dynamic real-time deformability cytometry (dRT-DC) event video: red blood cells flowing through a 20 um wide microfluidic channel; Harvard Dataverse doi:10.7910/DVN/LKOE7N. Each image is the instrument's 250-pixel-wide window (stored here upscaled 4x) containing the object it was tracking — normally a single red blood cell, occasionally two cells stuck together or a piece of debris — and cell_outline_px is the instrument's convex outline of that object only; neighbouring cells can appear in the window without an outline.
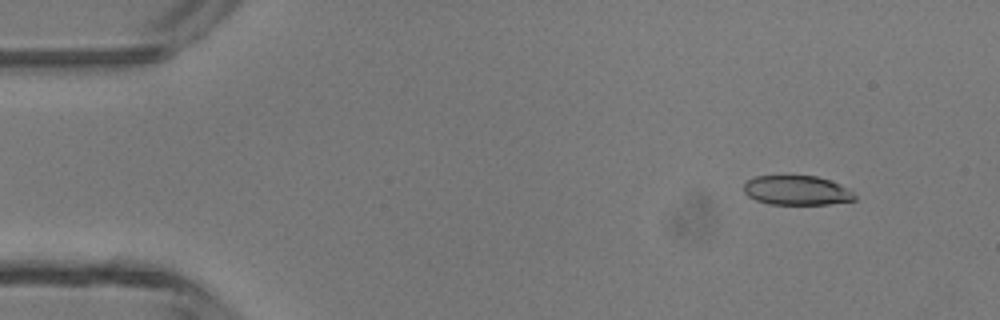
{"species": "common noctule bat (a hibernating species)", "species_latin": "Nyctalus noctula", "temperature_condition": "room temperature", "stored_images_in_passage": 47, "camera_frame_rate_fps": 3000, "um_per_image_px": 0.085, "animal": {"sex": "male", "body_mass_g": 13.3}, "frame": {"image": 1, "passage_image": 5, "time_ms": 1.333, "image_size_px": [1000, 320], "cell_outline_px": [[856, 200], [828, 204], [768, 204], [756, 200], [748, 196], [744, 192], [744, 184], [748, 180], [756, 176], [816, 176], [840, 184], [848, 188], [856, 196]], "centroid_in_image_um": [67.73, 16.19], "position_along_channel_um": 17.3, "area_um2": 18.96}}
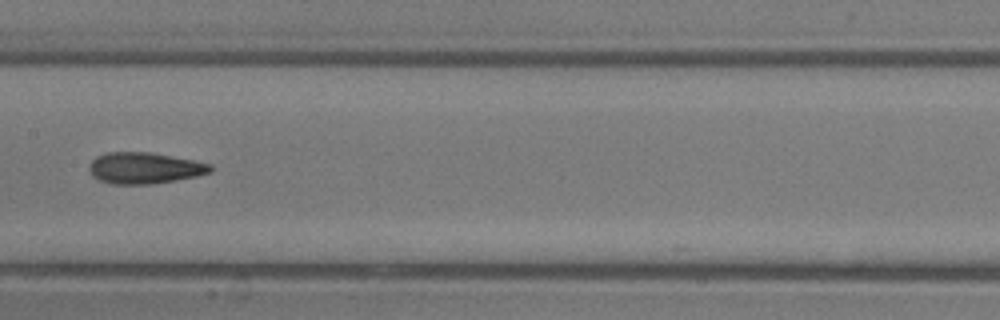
{"frame": {"image": 2, "passage_image": 24, "time_ms": 7.667, "image_size_px": [1000, 320], "cell_outline_px": [[212, 172], [196, 176], [176, 180], [152, 184], [112, 184], [100, 180], [92, 176], [88, 168], [88, 164], [96, 156], [104, 152], [148, 152], [192, 160], [212, 164]], "centroid_in_image_um": [12.25, 14.28], "position_along_channel_um": 195.2, "area_um2": 22.14}}
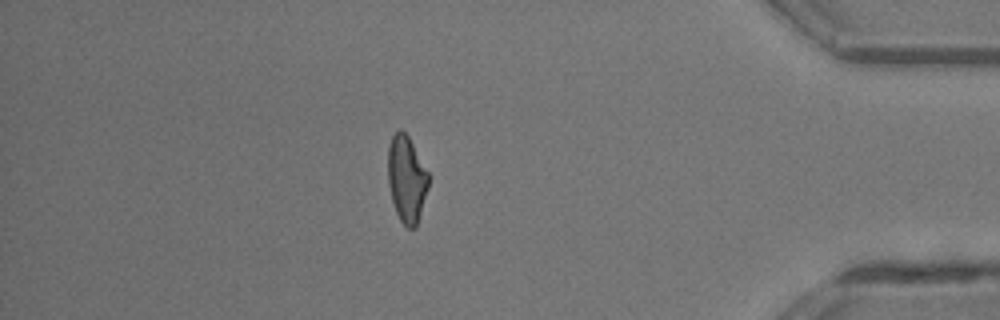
{"frame": {"image": 3, "passage_image": 41, "time_ms": 13.333, "image_size_px": [1000, 320], "cell_outline_px": [[432, 176], [416, 228], [408, 228], [400, 220], [396, 212], [392, 200], [388, 184], [388, 148], [392, 136], [400, 128], [408, 136]], "centroid_in_image_um": [34.59, 15.21], "position_along_channel_um": 400.6, "area_um2": 20.81}, "authors_computed_cell_mechanics": {"area_um2": 21.097, "velocity_mm_per_s": 4.374, "shape_relaxation_time_tau1_ms": 5.4822, "shape_relaxation_time_tau2_ms": 2.0888, "deformation_change_tau1": 0.1648, "deformation_change_tau2": 0.1052}}